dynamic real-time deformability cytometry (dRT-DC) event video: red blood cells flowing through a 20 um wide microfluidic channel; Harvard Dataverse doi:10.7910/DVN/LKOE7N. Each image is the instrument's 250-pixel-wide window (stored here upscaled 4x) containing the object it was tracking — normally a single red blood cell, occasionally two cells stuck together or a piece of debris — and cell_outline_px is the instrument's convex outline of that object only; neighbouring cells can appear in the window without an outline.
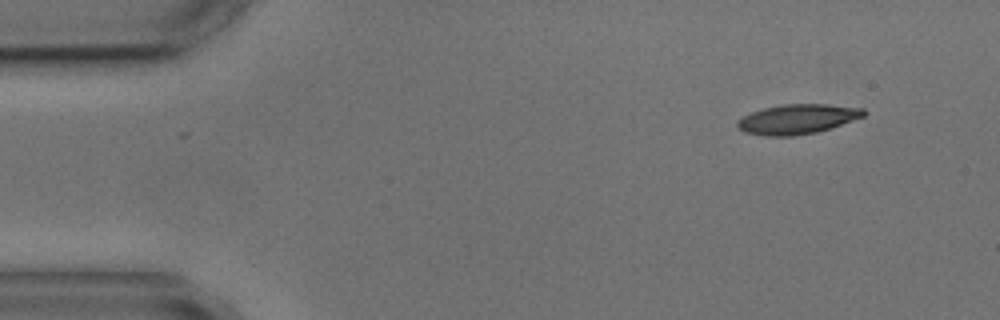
{"species": "common noctule bat (a hibernating species)", "species_latin": "Nyctalus noctula", "temperature_condition": "cold", "stored_images_in_passage": 3, "camera_frame_rate_fps": 3000, "um_per_image_px": 0.085, "animal": {"sex": "male", "body_mass_g": 17.9, "forearm_length_mm": 54.2}, "frame": {"image": 1, "passage_image": 1, "time_ms": 0.0, "image_size_px": [1000, 320], "cell_outline_px": [[868, 112], [864, 116], [832, 128], [816, 132], [792, 136], [764, 136], [744, 132], [736, 124], [736, 120], [752, 112], [764, 108], [784, 104], [828, 104], [864, 108]], "centroid_in_image_um": [67.8, 10.12], "position_along_channel_um": 17.2, "area_um2": 21.96}}
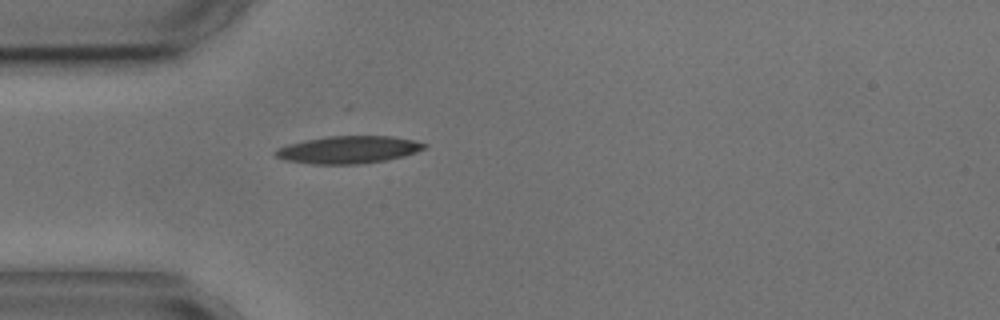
{"frame": {"image": 2, "passage_image": 3, "time_ms": 3.333, "image_size_px": [1000, 320], "cell_outline_px": [[428, 148], [404, 156], [384, 160], [360, 164], [312, 164], [284, 160], [276, 156], [272, 152], [276, 148], [288, 144], [304, 140], [328, 136], [392, 136], [412, 140], [428, 144]], "centroid_in_image_um": [29.6, 12.72], "position_along_channel_um": 55.4, "area_um2": 23.93}}